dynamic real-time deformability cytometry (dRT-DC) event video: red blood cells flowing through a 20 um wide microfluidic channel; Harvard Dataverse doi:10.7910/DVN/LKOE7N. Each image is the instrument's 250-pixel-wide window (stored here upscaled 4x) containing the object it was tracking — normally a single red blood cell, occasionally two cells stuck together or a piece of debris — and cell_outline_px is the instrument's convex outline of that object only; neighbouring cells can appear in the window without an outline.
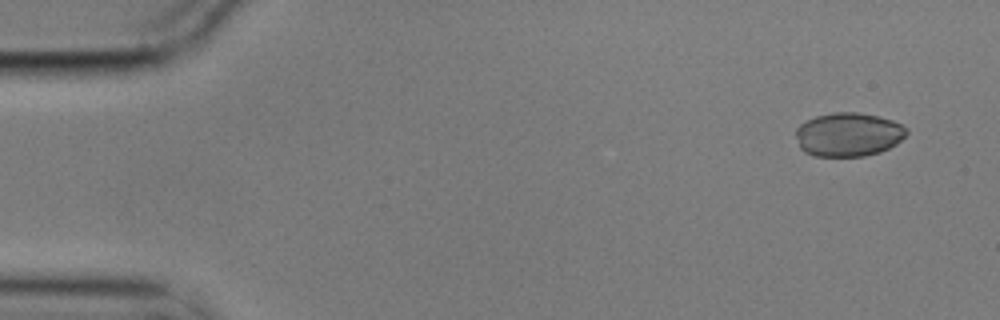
{"species": "common noctule bat (a hibernating species)", "species_latin": "Nyctalus noctula", "temperature_condition": "cold", "stored_images_in_passage": 13, "segment_of_instrument_passage": [1, 2], "camera_frame_rate_fps": 3000, "um_per_image_px": 0.085, "animal": {"sex": "male", "body_mass_g": 17.9}, "frame": {"image": 1, "passage_image": 1, "time_ms": 0.0, "image_size_px": [1000, 320], "cell_outline_px": [[908, 132], [896, 144], [880, 152], [864, 156], [812, 156], [804, 152], [800, 148], [796, 136], [796, 128], [800, 124], [816, 116], [832, 112], [856, 112], [876, 116], [892, 120], [908, 128]], "centroid_in_image_um": [72.1, 11.44], "position_along_channel_um": 12.9, "area_um2": 28.26}}